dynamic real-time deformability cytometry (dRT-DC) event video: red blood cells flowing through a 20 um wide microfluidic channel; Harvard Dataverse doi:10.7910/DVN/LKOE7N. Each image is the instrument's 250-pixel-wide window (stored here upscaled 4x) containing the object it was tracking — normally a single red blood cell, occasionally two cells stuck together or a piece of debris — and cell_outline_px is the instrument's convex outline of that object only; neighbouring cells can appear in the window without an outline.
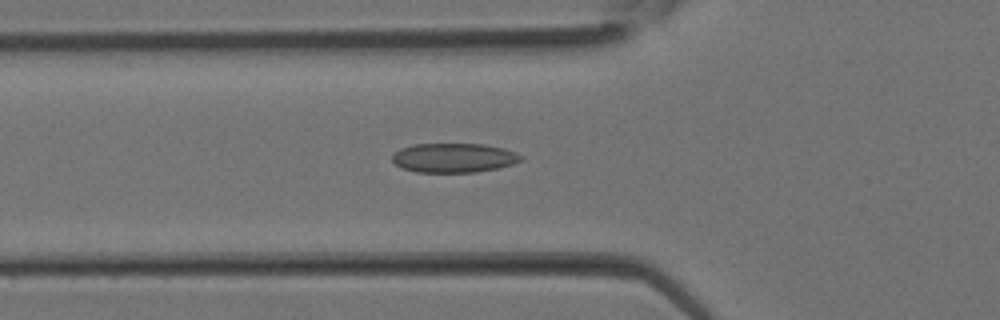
{"species": "Egyptian fruit bat (a non-hibernating species)", "species_latin": "Rousettus aegyptiacus", "temperature_condition": "room temperature", "stored_images_in_passage": 5, "camera_frame_rate_fps": 3000, "um_per_image_px": 0.085, "animal": {"sex": "female"}, "frame": {"image": 1, "passage_image": 4, "time_ms": 1.0, "image_size_px": [1000, 320], "cell_outline_px": [[524, 160], [512, 164], [496, 168], [476, 172], [416, 172], [400, 168], [392, 160], [392, 152], [400, 148], [416, 144], [484, 144], [504, 148], [516, 152], [524, 156]], "centroid_in_image_um": [38.57, 13.41], "position_along_channel_um": 87.2, "area_um2": 22.2}}